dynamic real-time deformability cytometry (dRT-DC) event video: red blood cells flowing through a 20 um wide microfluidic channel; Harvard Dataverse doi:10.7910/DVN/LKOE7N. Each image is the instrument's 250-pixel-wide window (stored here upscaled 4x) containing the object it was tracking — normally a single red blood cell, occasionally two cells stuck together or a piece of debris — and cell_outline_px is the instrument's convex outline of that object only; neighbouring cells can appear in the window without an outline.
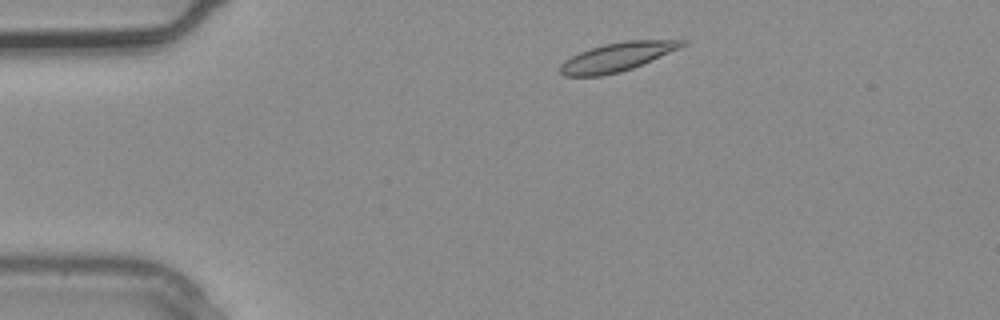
{"species": "common noctule bat (a hibernating species)", "species_latin": "Nyctalus noctula", "temperature_condition": "warm", "stored_images_in_passage": 2, "camera_frame_rate_fps": 3000, "um_per_image_px": 0.085, "animal": {"sex": "male", "body_mass_g": 20.4}, "frame": {"image": 1, "passage_image": 1, "time_ms": 0.0, "image_size_px": [1000, 320], "cell_outline_px": [[688, 44], [680, 48], [632, 68], [620, 72], [600, 76], [564, 76], [560, 72], [560, 64], [564, 60], [580, 52], [604, 44], [624, 40], [688, 40]], "centroid_in_image_um": [52.46, 4.83], "position_along_channel_um": 32.5, "area_um2": 20.29}}
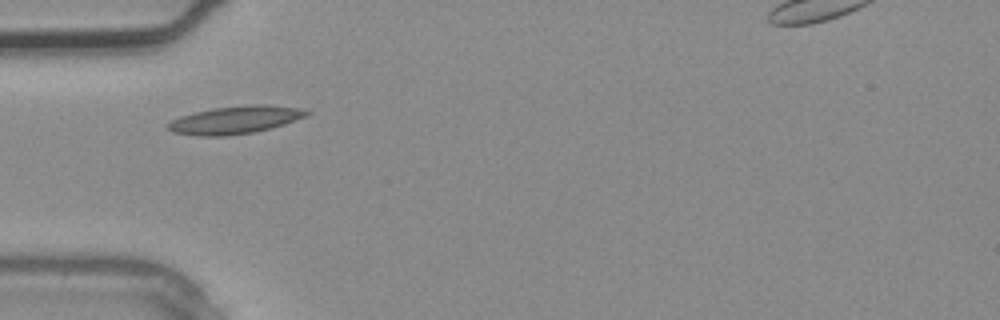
{"frame": {"image": 2, "passage_image": 2, "time_ms": 0.333, "image_size_px": [1000, 320], "cell_outline_px": [[312, 112], [308, 116], [284, 124], [256, 132], [228, 136], [196, 136], [172, 132], [164, 124], [180, 116], [212, 108], [252, 104], [264, 104], [304, 108]], "centroid_in_image_um": [20.02, 10.19], "position_along_channel_um": 65.0, "area_um2": 22.77}}